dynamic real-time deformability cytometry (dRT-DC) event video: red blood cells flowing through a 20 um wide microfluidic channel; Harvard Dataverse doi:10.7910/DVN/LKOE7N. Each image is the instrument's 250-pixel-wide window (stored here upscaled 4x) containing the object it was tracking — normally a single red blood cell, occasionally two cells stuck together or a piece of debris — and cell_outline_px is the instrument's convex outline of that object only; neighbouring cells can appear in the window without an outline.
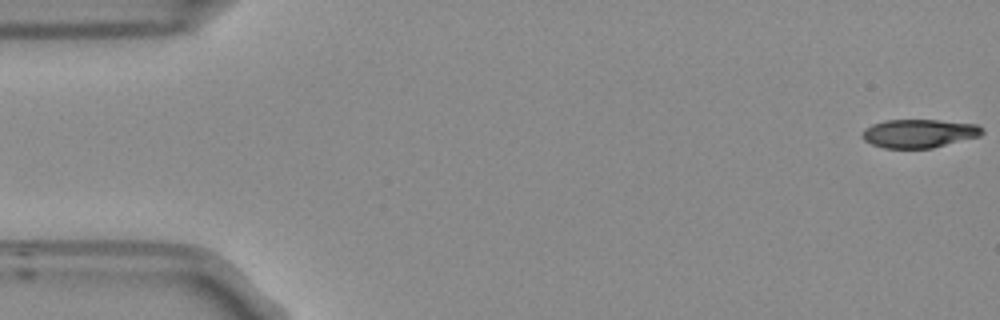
{"species": "Egyptian fruit bat (a non-hibernating species)", "species_latin": "Rousettus aegyptiacus", "temperature_condition": "room temperature", "stored_images_in_passage": 14, "camera_frame_rate_fps": 3000, "um_per_image_px": 0.085, "frame": {"image": 1, "passage_image": 1, "time_ms": 0.0, "image_size_px": [1000, 320], "cell_outline_px": [[984, 132], [980, 136], [932, 148], [884, 148], [872, 144], [864, 140], [860, 136], [864, 128], [872, 124], [884, 120], [936, 120], [976, 124], [984, 128]], "centroid_in_image_um": [78.1, 11.34], "position_along_channel_um": 6.9, "area_um2": 20.0}}